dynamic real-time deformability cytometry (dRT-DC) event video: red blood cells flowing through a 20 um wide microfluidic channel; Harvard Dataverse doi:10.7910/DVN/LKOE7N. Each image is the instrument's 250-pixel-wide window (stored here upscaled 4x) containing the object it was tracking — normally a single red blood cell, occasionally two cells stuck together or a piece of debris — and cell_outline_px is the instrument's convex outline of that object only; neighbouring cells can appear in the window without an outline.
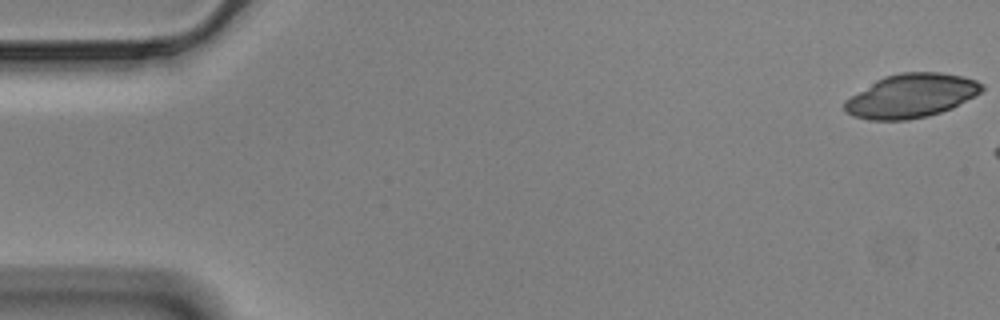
{"species": "Egyptian fruit bat (a non-hibernating species)", "species_latin": "Rousettus aegyptiacus", "temperature_condition": "cold", "stored_images_in_passage": 7, "camera_frame_rate_fps": 3000, "um_per_image_px": 0.085, "animal": {"sex": "male"}, "frame": {"image": 1, "passage_image": 1, "time_ms": 0.0, "image_size_px": [1000, 320], "cell_outline_px": [[984, 88], [976, 96], [952, 108], [928, 116], [908, 120], [868, 120], [852, 116], [844, 112], [844, 100], [876, 80], [884, 76], [900, 72], [940, 72], [964, 76], [976, 80], [984, 84]], "centroid_in_image_um": [77.45, 8.14], "position_along_channel_um": 7.5, "area_um2": 35.37}}